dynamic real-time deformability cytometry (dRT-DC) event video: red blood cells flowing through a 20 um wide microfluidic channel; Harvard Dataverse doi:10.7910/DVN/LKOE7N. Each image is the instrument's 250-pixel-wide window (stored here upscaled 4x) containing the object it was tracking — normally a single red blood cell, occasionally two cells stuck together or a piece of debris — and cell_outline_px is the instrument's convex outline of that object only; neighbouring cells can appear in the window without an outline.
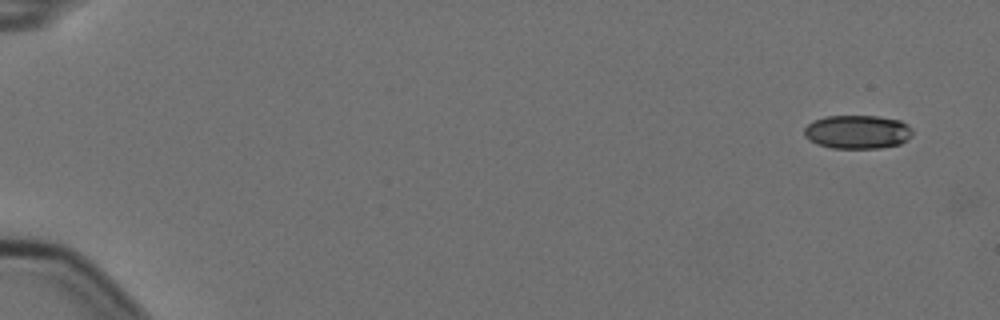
{"species": "Egyptian fruit bat (a non-hibernating species)", "species_latin": "Rousettus aegyptiacus", "temperature_condition": "cold", "stored_images_in_passage": 8, "camera_frame_rate_fps": 3000, "um_per_image_px": 0.085, "animal": {"sex": "female"}, "frame": {"image": 1, "passage_image": 1, "time_ms": 0.0, "image_size_px": [1000, 320], "cell_outline_px": [[912, 136], [908, 140], [900, 144], [880, 148], [832, 148], [816, 144], [808, 140], [804, 136], [804, 128], [808, 124], [816, 120], [828, 116], [876, 116], [900, 120], [908, 124], [912, 128]], "centroid_in_image_um": [72.9, 11.22], "position_along_channel_um": 12.1, "area_um2": 21.39}}
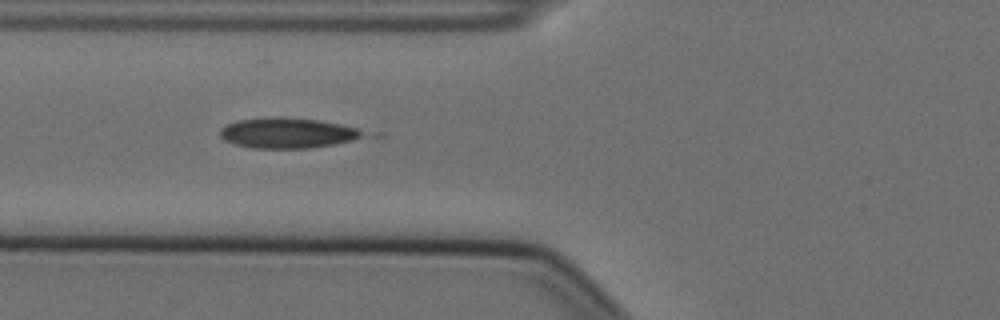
{"frame": {"image": 2, "passage_image": 7, "time_ms": 2.0, "image_size_px": [1000, 320], "cell_outline_px": [[364, 132], [360, 136], [352, 140], [332, 144], [308, 148], [252, 148], [236, 144], [224, 140], [220, 136], [220, 128], [236, 120], [272, 116], [280, 116], [316, 120], [340, 124], [356, 128]], "centroid_in_image_um": [24.35, 11.29], "position_along_channel_um": 101.4, "area_um2": 25.09}}
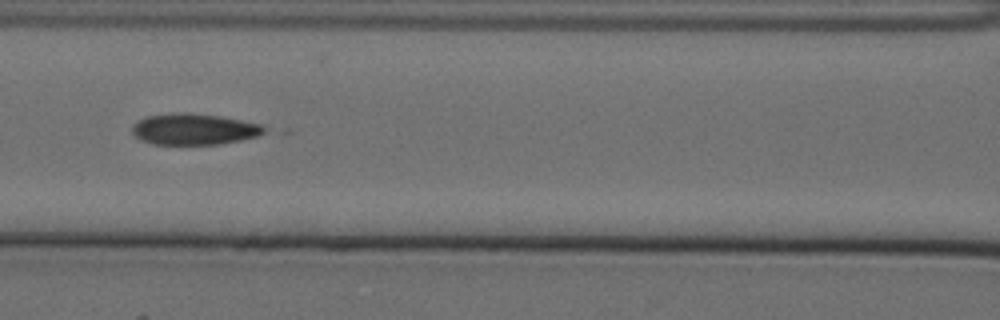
{"frame": {"image": 3, "passage_image": 8, "time_ms": 2.333, "image_size_px": [1000, 320], "cell_outline_px": [[264, 132], [256, 136], [240, 140], [220, 144], [152, 144], [140, 140], [132, 132], [132, 124], [148, 116], [176, 112], [188, 112], [220, 116], [260, 124], [264, 128]], "centroid_in_image_um": [16.45, 10.98], "position_along_channel_um": 150.2, "area_um2": 23.81}}